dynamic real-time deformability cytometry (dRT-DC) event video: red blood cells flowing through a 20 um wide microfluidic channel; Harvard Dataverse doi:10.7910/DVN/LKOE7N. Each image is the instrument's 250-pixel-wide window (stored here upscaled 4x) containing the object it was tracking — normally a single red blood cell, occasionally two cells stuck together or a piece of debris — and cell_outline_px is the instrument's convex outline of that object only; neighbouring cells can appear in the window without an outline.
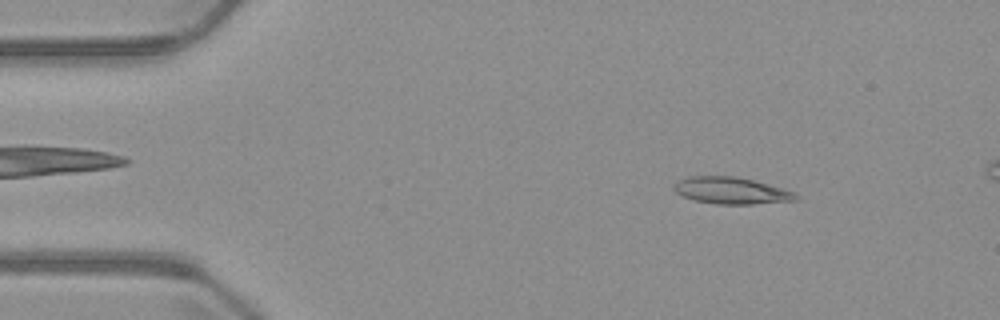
{"species": "common noctule bat (a hibernating species)", "species_latin": "Nyctalus noctula", "temperature_condition": "warm", "stored_images_in_passage": 4, "camera_frame_rate_fps": 3000, "um_per_image_px": 0.085, "animal": {"sex": "male", "body_mass_g": 23.1, "forearm_length_mm": 52.7}, "frame": {"image": 1, "passage_image": 1, "time_ms": 0.0, "image_size_px": [1000, 320], "cell_outline_px": [[800, 200], [752, 204], [716, 204], [692, 200], [676, 192], [672, 188], [672, 184], [688, 176], [732, 176], [752, 180], [784, 188], [796, 192], [800, 196]], "centroid_in_image_um": [62.19, 16.21], "position_along_channel_um": 22.8, "area_um2": 19.19}}